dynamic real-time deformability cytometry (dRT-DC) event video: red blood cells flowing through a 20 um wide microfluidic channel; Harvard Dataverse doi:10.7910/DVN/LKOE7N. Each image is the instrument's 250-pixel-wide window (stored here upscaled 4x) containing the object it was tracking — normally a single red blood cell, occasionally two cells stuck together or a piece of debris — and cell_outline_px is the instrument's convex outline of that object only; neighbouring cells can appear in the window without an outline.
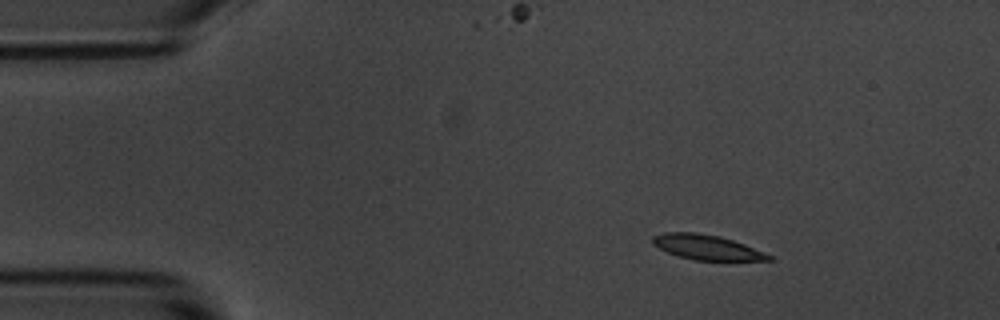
{"species": "common noctule bat (a hibernating species)", "species_latin": "Nyctalus noctula", "temperature_condition": "room temperature", "stored_images_in_passage": 4, "segment_of_instrument_passage": [1, 2], "camera_frame_rate_fps": 3000, "um_per_image_px": 0.085, "animal": {"sex": "male", "body_mass_g": 20.1, "forearm_length_mm": 53.5}, "frame": {"image": 1, "passage_image": 2, "time_ms": 1.0, "image_size_px": [1000, 320], "cell_outline_px": [[772, 260], [692, 260], [676, 256], [652, 244], [652, 236], [664, 232], [696, 232], [720, 236], [744, 244], [772, 256]], "centroid_in_image_um": [60.02, 21.01], "position_along_channel_um": 25.0, "area_um2": 16.76}}